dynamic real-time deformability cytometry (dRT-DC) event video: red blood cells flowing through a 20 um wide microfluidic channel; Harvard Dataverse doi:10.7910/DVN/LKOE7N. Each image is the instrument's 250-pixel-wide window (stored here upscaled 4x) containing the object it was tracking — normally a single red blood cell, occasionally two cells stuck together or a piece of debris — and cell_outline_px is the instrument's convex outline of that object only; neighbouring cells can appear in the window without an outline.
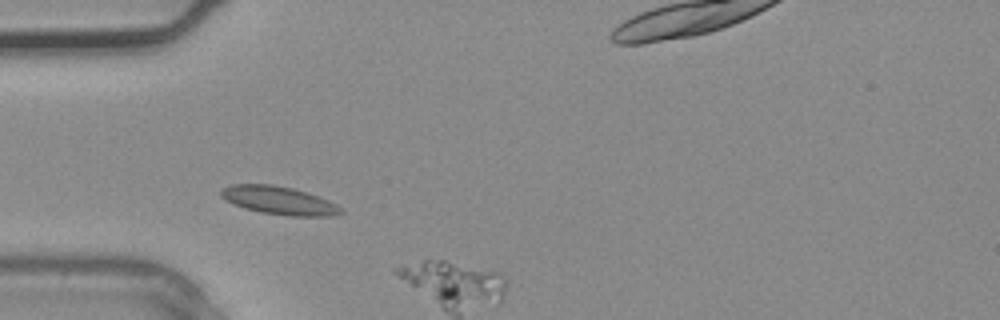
{"species": "common noctule bat (a hibernating species)", "species_latin": "Nyctalus noctula", "temperature_condition": "warm", "stored_images_in_passage": 4, "camera_frame_rate_fps": 3000, "um_per_image_px": 0.085, "animal": {"sex": "male", "body_mass_g": 20.4}, "frame": {"image": 1, "passage_image": 2, "time_ms": 0.333, "image_size_px": [1000, 320], "cell_outline_px": [[344, 212], [328, 216], [288, 216], [260, 212], [244, 208], [220, 196], [220, 188], [232, 184], [272, 184], [292, 188], [328, 200], [336, 204]], "centroid_in_image_um": [23.68, 17.03], "position_along_channel_um": 61.3, "area_um2": 19.42}}
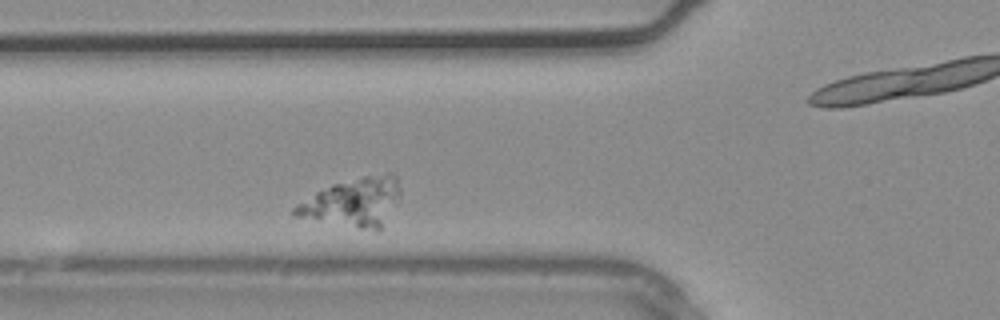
{"frame": {"image": 2, "passage_image": 3, "time_ms": 0.667, "image_size_px": [1000, 320], "cell_outline_px": [[400, 200], [380, 232], [296, 216], [292, 212], [292, 208], [296, 204], [316, 192], [332, 184], [364, 176], [388, 172], [392, 172], [396, 176], [400, 188]], "centroid_in_image_um": [30.1, 17.19], "position_along_channel_um": 95.7, "area_um2": 30.0}}